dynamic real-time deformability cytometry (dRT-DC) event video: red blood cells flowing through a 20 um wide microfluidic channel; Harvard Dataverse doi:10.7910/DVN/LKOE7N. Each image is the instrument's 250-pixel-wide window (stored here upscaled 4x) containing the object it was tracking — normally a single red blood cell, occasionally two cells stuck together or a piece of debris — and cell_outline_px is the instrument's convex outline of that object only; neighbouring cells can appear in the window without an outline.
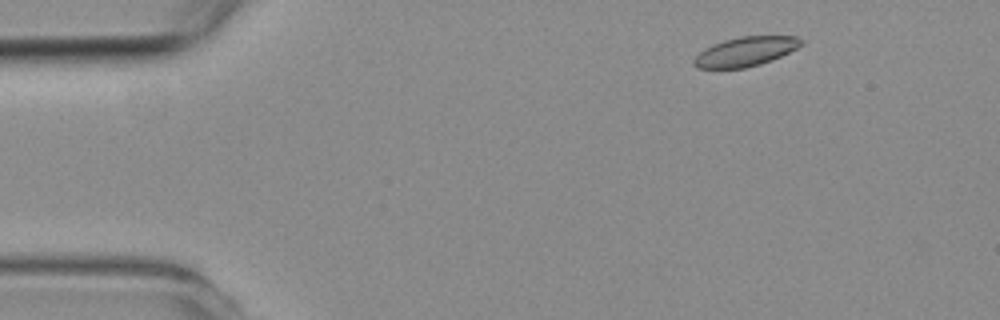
{"species": "common noctule bat (a hibernating species)", "species_latin": "Nyctalus noctula", "temperature_condition": "room temperature", "stored_images_in_passage": 7, "camera_frame_rate_fps": 3000, "um_per_image_px": 0.085, "animal": {"sex": "female", "body_mass_g": 19.3, "forearm_length_mm": 54.1}, "frame": {"image": 1, "passage_image": 1, "time_ms": 0.0, "image_size_px": [1000, 320], "cell_outline_px": [[804, 40], [796, 48], [772, 60], [760, 64], [744, 68], [696, 68], [692, 64], [692, 60], [704, 48], [712, 44], [724, 40], [740, 36], [796, 36]], "centroid_in_image_um": [63.32, 4.38], "position_along_channel_um": 21.7, "area_um2": 18.26}}
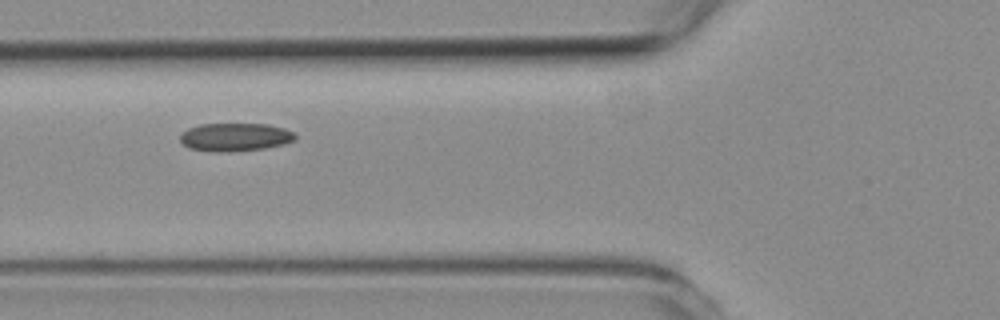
{"frame": {"image": 2, "passage_image": 5, "time_ms": 4.333, "image_size_px": [1000, 320], "cell_outline_px": [[296, 140], [284, 144], [264, 148], [228, 152], [212, 152], [188, 148], [180, 140], [180, 136], [188, 128], [200, 124], [268, 124], [284, 128], [292, 132], [296, 136]], "centroid_in_image_um": [19.98, 11.65], "position_along_channel_um": 105.8, "area_um2": 18.9}}
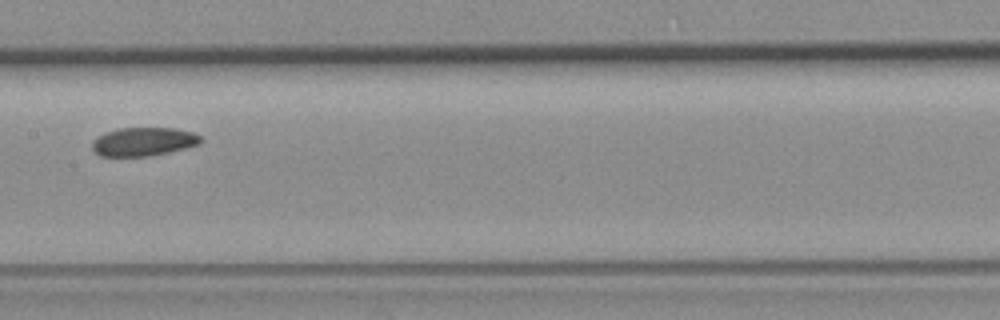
{"frame": {"image": 3, "passage_image": 7, "time_ms": 6.667, "image_size_px": [1000, 320], "cell_outline_px": [[204, 140], [200, 144], [168, 152], [148, 156], [100, 156], [92, 148], [92, 140], [104, 132], [120, 128], [176, 128], [192, 132], [200, 136]], "centroid_in_image_um": [12.19, 12.03], "position_along_channel_um": 195.2, "area_um2": 18.09}}